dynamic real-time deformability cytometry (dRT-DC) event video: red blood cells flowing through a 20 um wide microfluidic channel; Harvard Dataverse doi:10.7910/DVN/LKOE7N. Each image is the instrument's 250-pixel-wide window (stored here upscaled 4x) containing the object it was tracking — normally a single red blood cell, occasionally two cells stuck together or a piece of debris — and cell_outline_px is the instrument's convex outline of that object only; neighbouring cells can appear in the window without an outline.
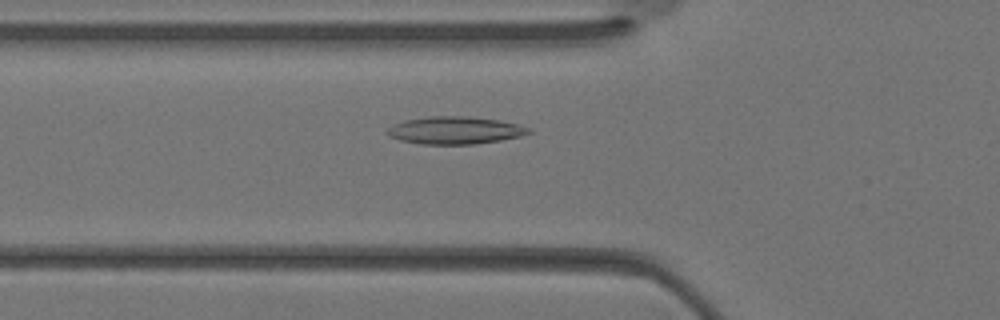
{"species": "Egyptian fruit bat (a non-hibernating species)", "species_latin": "Rousettus aegyptiacus", "temperature_condition": "warm", "stored_images_in_passage": 25, "camera_frame_rate_fps": 3000, "um_per_image_px": 0.085, "animal": {"sex": "female"}, "frame": {"image": 1, "passage_image": 2, "time_ms": 0.333, "image_size_px": [1000, 320], "cell_outline_px": [[532, 132], [520, 136], [500, 140], [476, 144], [420, 144], [400, 140], [388, 136], [384, 132], [388, 128], [404, 120], [428, 116], [468, 116], [500, 120], [516, 124], [528, 128]], "centroid_in_image_um": [38.63, 11.07], "position_along_channel_um": 87.2, "area_um2": 22.66}}
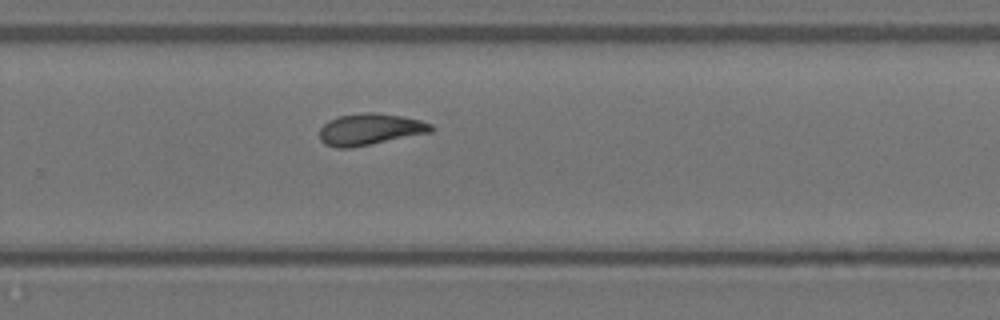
{"frame": {"image": 2, "passage_image": 13, "time_ms": 4.0, "image_size_px": [1000, 320], "cell_outline_px": [[436, 128], [432, 132], [352, 148], [336, 148], [324, 144], [320, 140], [320, 128], [328, 120], [340, 116], [360, 112], [376, 112], [400, 116], [420, 120], [432, 124]], "centroid_in_image_um": [31.45, 10.99], "position_along_channel_um": 298.3, "area_um2": 20.69}}
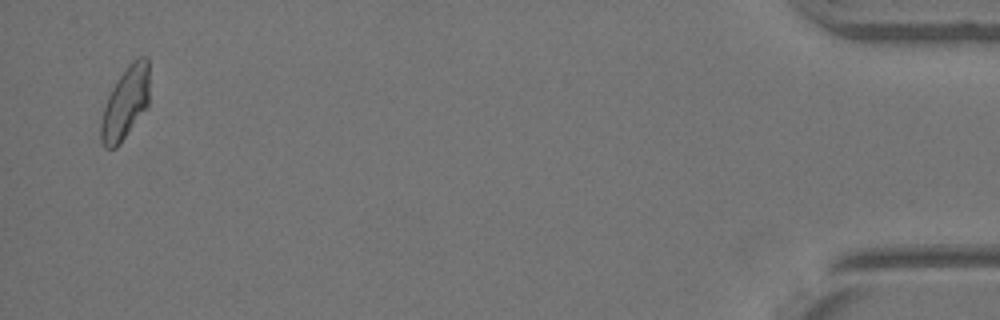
{"frame": {"image": 3, "passage_image": 24, "time_ms": 7.667, "image_size_px": [1000, 320], "cell_outline_px": [[148, 108], [120, 144], [116, 148], [104, 148], [100, 140], [100, 120], [108, 96], [112, 88], [128, 64], [136, 56], [148, 56]], "centroid_in_image_um": [10.66, 8.78], "position_along_channel_um": 424.5, "area_um2": 20.69}}